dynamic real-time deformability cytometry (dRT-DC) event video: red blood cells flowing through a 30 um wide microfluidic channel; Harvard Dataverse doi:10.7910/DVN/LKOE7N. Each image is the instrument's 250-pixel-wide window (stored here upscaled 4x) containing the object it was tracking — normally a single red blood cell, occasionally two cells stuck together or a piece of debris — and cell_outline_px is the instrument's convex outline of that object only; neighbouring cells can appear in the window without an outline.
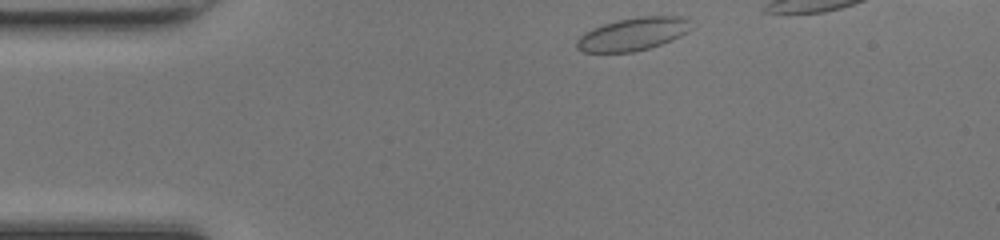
{"species": "common noctule bat (a hibernating species)", "species_latin": "Nyctalus noctula", "temperature_condition": "room temperature", "stored_images_in_passage": 34, "camera_frame_rate_fps": 3000, "um_per_image_px": 0.085, "animal": {"sex": "female", "body_mass_g": 17.0, "forearm_length_mm": 48.0}, "frame": {"image": 1, "passage_image": 1, "time_ms": 0.0, "image_size_px": [1000, 240], "cell_outline_px": [[692, 28], [688, 32], [672, 40], [648, 48], [632, 52], [580, 52], [576, 48], [576, 40], [584, 32], [592, 28], [616, 20], [636, 16], [680, 16], [692, 20]], "centroid_in_image_um": [53.81, 2.88], "position_along_channel_um": 31.2, "area_um2": 22.2}}
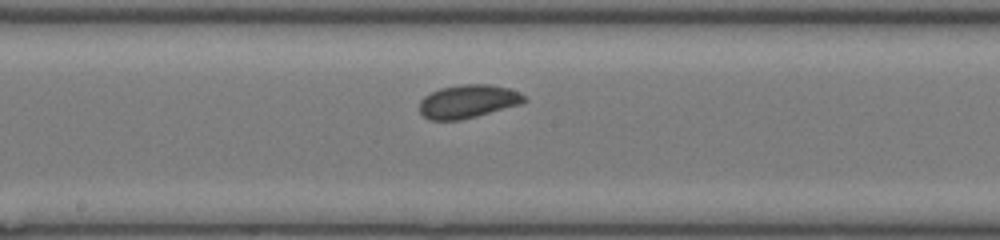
{"frame": {"image": 2, "passage_image": 17, "time_ms": 5.333, "image_size_px": [1000, 240], "cell_outline_px": [[528, 100], [520, 104], [476, 116], [460, 120], [428, 120], [420, 112], [420, 100], [424, 96], [440, 88], [460, 84], [488, 84], [508, 88], [520, 92]], "centroid_in_image_um": [39.77, 8.61], "position_along_channel_um": 208.4, "area_um2": 20.29}}
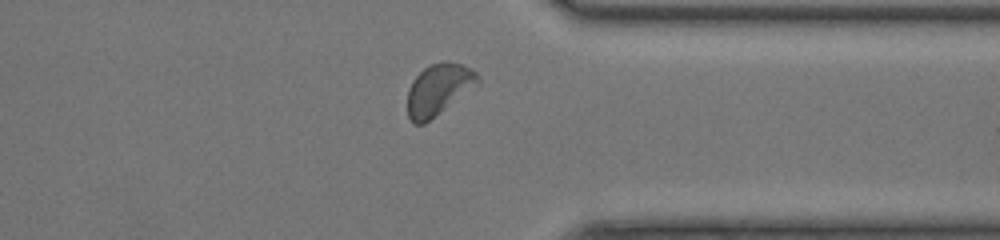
{"frame": {"image": 3, "passage_image": 29, "time_ms": 9.333, "image_size_px": [1000, 240], "cell_outline_px": [[480, 84], [424, 124], [412, 124], [408, 116], [408, 88], [412, 80], [428, 64], [440, 60], [444, 60], [460, 64], [472, 68], [480, 76]], "centroid_in_image_um": [37.3, 7.58], "position_along_channel_um": 374.1, "area_um2": 21.39}, "authors_computed_cell_mechanics": {"area_um2": 20.4323, "velocity_mm_per_s": 4.2589, "shape_relaxation_time_tau1_ms": 2.0673, "shape_relaxation_time_tau2_ms": 0.9731, "deformation_change_tau1": 0.045, "deformation_change_tau2": 0.0359}}